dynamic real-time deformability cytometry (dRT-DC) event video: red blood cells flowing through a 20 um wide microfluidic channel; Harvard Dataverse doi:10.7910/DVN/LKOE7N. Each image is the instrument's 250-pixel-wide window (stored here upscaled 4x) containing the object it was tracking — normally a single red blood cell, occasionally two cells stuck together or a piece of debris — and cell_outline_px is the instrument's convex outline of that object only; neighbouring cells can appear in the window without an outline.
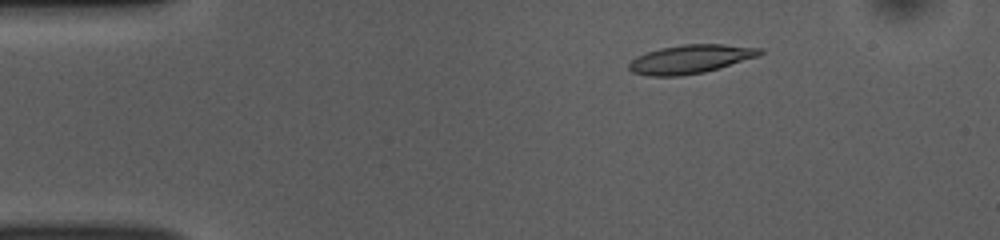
{"species": "common noctule bat (a hibernating species)", "species_latin": "Nyctalus noctula", "temperature_condition": "room temperature", "stored_images_in_passage": 51, "camera_frame_rate_fps": 3000, "um_per_image_px": 0.085, "animal": {"sex": "female", "body_mass_g": 10.0, "forearm_length_mm": 53.1}, "frame": {"image": 1, "passage_image": 8, "time_ms": 2.333, "image_size_px": [1000, 240], "cell_outline_px": [[764, 52], [760, 56], [720, 68], [704, 72], [680, 76], [648, 76], [632, 72], [628, 68], [628, 64], [636, 56], [660, 48], [684, 44], [724, 44], [764, 48]], "centroid_in_image_um": [58.73, 5.02], "position_along_channel_um": 26.3, "area_um2": 22.08}}
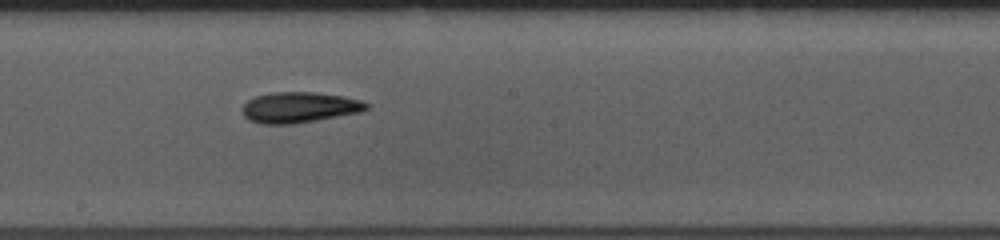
{"frame": {"image": 2, "passage_image": 28, "time_ms": 9.0, "image_size_px": [1000, 240], "cell_outline_px": [[368, 108], [360, 112], [316, 120], [292, 124], [264, 124], [248, 120], [244, 116], [244, 104], [248, 100], [256, 96], [272, 92], [312, 92], [344, 96], [360, 100], [368, 104]], "centroid_in_image_um": [25.44, 9.12], "position_along_channel_um": 222.8, "area_um2": 21.96}}
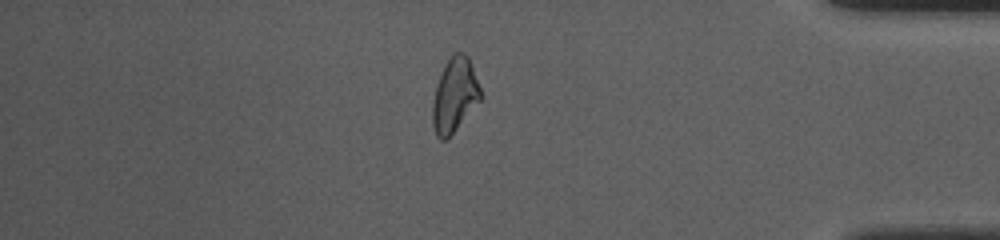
{"frame": {"image": 3, "passage_image": 44, "time_ms": 14.333, "image_size_px": [1000, 240], "cell_outline_px": [[484, 96], [456, 128], [444, 140], [440, 140], [436, 136], [432, 124], [432, 100], [436, 84], [444, 64], [452, 52], [464, 52], [468, 56], [472, 64]], "centroid_in_image_um": [38.64, 8.03], "position_along_channel_um": 396.6, "area_um2": 21.04}, "authors_computed_cell_mechanics": {"area_um2": 21.386, "velocity_mm_per_s": 3.8527, "shape_relaxation_time_tau1_ms": 2.914, "shape_relaxation_time_tau2_ms": 6.0771, "deformation_change_tau1": 0.1299, "deformation_change_tau2": 0.1554}}